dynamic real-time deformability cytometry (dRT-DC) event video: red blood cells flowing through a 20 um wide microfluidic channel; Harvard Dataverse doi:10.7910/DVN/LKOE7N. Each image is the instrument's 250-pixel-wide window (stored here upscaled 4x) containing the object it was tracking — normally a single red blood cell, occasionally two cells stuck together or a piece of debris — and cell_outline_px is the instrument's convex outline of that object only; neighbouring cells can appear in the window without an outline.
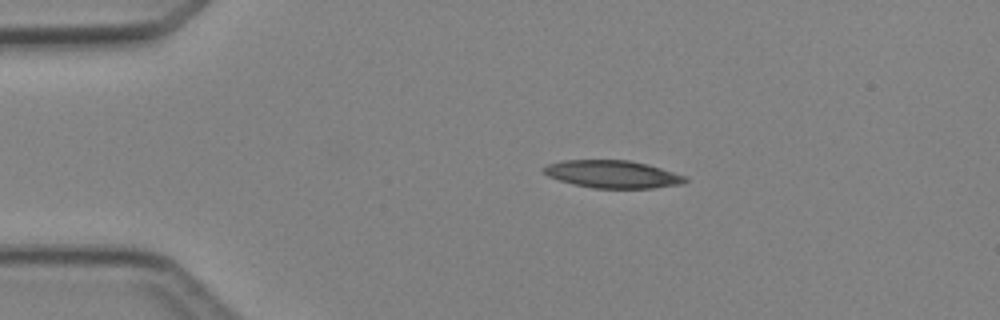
{"species": "Egyptian fruit bat (a non-hibernating species)", "species_latin": "Rousettus aegyptiacus", "temperature_condition": "cold", "stored_images_in_passage": 3, "camera_frame_rate_fps": 3000, "um_per_image_px": 0.085, "animal": {"sex": "female"}, "frame": {"image": 1, "passage_image": 2, "time_ms": 1.0, "image_size_px": [1000, 320], "cell_outline_px": [[688, 180], [680, 184], [652, 188], [592, 188], [572, 184], [548, 176], [540, 168], [548, 164], [564, 160], [628, 160], [648, 164], [684, 176]], "centroid_in_image_um": [52.02, 14.8], "position_along_channel_um": 33.0, "area_um2": 22.6}}